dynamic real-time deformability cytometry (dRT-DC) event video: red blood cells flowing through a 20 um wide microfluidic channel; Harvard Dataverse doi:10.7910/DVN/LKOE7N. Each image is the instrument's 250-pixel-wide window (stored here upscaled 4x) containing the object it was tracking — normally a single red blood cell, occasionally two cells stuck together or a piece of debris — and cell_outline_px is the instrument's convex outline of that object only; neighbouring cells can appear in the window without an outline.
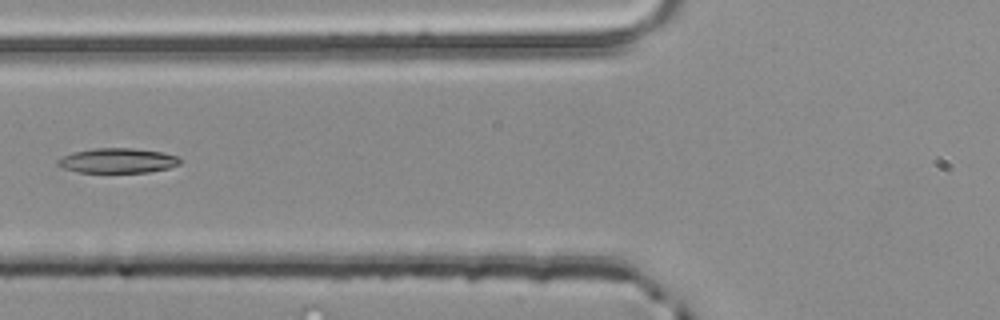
{"species": "common noctule bat (a hibernating species)", "species_latin": "Nyctalus noctula", "temperature_condition": "room temperature", "stored_images_in_passage": 5, "camera_frame_rate_fps": 3000, "um_per_image_px": 0.085, "animal": {"sex": "male", "body_mass_g": 20.4}, "frame": {"image": 1, "passage_image": 5, "time_ms": 1.333, "image_size_px": [1000, 320], "cell_outline_px": [[180, 164], [168, 168], [148, 172], [76, 172], [64, 168], [56, 164], [56, 160], [72, 152], [92, 148], [132, 148], [160, 152], [176, 156], [180, 160]], "centroid_in_image_um": [9.95, 13.65], "position_along_channel_um": 115.8, "area_um2": 17.57}}